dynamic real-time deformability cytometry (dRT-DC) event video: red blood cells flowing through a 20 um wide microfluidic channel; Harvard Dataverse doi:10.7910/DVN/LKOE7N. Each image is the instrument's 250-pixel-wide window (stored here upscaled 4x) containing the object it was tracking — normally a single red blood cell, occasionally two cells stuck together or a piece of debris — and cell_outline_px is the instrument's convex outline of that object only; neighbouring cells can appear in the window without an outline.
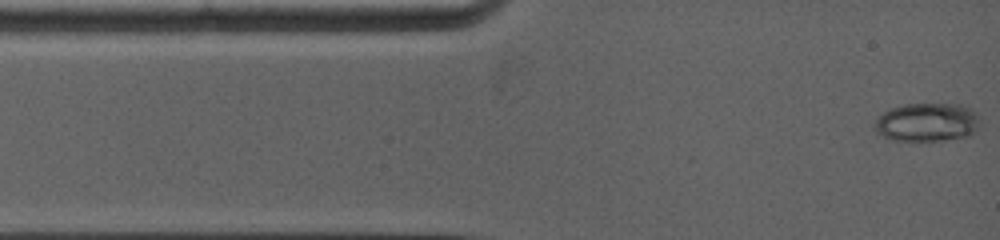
{"species": "common noctule bat (a hibernating species)", "species_latin": "Nyctalus noctula", "temperature_condition": "warm", "stored_images_in_passage": 3, "camera_frame_rate_fps": 5000, "um_per_image_px": 0.085, "animal": {"sex": "female", "body_mass_g": 19.0, "forearm_length_mm": 53.3}, "frame": {"image": 1, "passage_image": 1, "time_ms": 0.0, "image_size_px": [1000, 240], "cell_outline_px": [[976, 128], [968, 136], [944, 140], [892, 140], [876, 132], [876, 116], [892, 108], [904, 104], [960, 104], [972, 108], [976, 112]], "centroid_in_image_um": [78.77, 10.38], "position_along_channel_um": 6.2, "area_um2": 23.29}}